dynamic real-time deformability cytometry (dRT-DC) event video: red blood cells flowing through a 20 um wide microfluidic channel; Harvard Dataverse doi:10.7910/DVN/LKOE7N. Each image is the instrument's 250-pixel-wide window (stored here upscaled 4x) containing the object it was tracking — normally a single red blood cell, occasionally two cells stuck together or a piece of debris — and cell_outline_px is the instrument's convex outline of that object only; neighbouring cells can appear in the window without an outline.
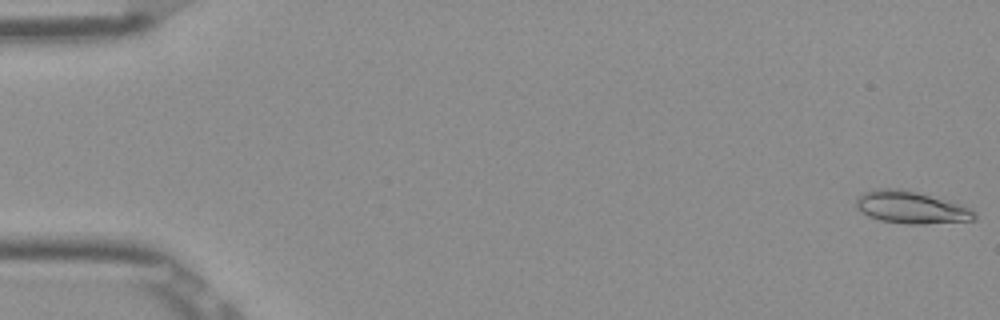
{"species": "Egyptian fruit bat (a non-hibernating species)", "species_latin": "Rousettus aegyptiacus", "temperature_condition": "room temperature", "stored_images_in_passage": 52, "camera_frame_rate_fps": 3000, "um_per_image_px": 0.085, "frame": {"image": 1, "passage_image": 1, "time_ms": 0.0, "image_size_px": [1000, 320], "cell_outline_px": [[976, 220], [924, 224], [908, 224], [880, 220], [868, 216], [856, 208], [856, 200], [864, 192], [872, 188], [900, 188], [916, 192], [972, 208], [976, 212]], "centroid_in_image_um": [77.43, 17.63], "position_along_channel_um": 7.6, "area_um2": 22.2}}
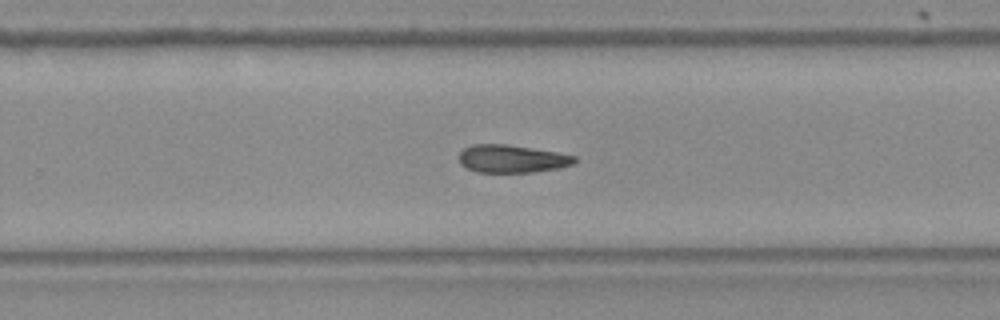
{"frame": {"image": 2, "passage_image": 34, "time_ms": 11.0, "image_size_px": [1000, 320], "cell_outline_px": [[576, 164], [560, 168], [532, 172], [476, 172], [460, 164], [460, 152], [464, 148], [472, 144], [504, 144], [556, 152], [576, 156]], "centroid_in_image_um": [43.53, 13.5], "position_along_channel_um": 286.3, "area_um2": 18.67}}
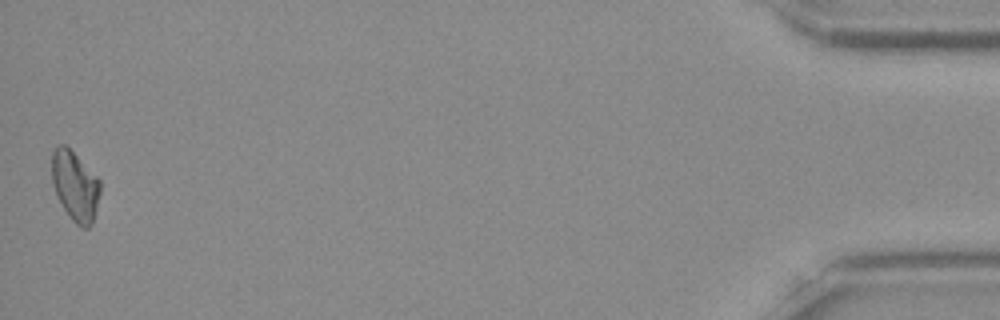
{"frame": {"image": 3, "passage_image": 52, "time_ms": 17.0, "image_size_px": [1000, 320], "cell_outline_px": [[100, 192], [92, 224], [88, 228], [80, 228], [72, 220], [56, 196], [52, 184], [52, 152], [60, 144], [64, 144], [100, 180]], "centroid_in_image_um": [6.37, 15.84], "position_along_channel_um": 428.8, "area_um2": 19.36}}